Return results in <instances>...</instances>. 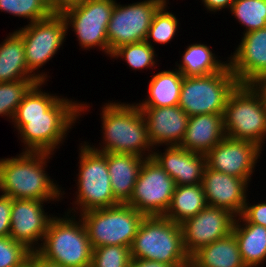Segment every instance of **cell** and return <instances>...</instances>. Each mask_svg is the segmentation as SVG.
Segmentation results:
<instances>
[{"label": "cell", "instance_id": "cell-32", "mask_svg": "<svg viewBox=\"0 0 266 267\" xmlns=\"http://www.w3.org/2000/svg\"><path fill=\"white\" fill-rule=\"evenodd\" d=\"M37 83V79L0 83V116L11 122L24 96Z\"/></svg>", "mask_w": 266, "mask_h": 267}, {"label": "cell", "instance_id": "cell-27", "mask_svg": "<svg viewBox=\"0 0 266 267\" xmlns=\"http://www.w3.org/2000/svg\"><path fill=\"white\" fill-rule=\"evenodd\" d=\"M207 44L194 43L185 49L180 63H176L175 69L183 76H205L222 71L228 64L217 58Z\"/></svg>", "mask_w": 266, "mask_h": 267}, {"label": "cell", "instance_id": "cell-9", "mask_svg": "<svg viewBox=\"0 0 266 267\" xmlns=\"http://www.w3.org/2000/svg\"><path fill=\"white\" fill-rule=\"evenodd\" d=\"M223 121L226 137L251 141L263 149L266 141V107L250 85L239 84L230 94Z\"/></svg>", "mask_w": 266, "mask_h": 267}, {"label": "cell", "instance_id": "cell-43", "mask_svg": "<svg viewBox=\"0 0 266 267\" xmlns=\"http://www.w3.org/2000/svg\"><path fill=\"white\" fill-rule=\"evenodd\" d=\"M20 267H33V252L30 254L28 261H26L22 266Z\"/></svg>", "mask_w": 266, "mask_h": 267}, {"label": "cell", "instance_id": "cell-8", "mask_svg": "<svg viewBox=\"0 0 266 267\" xmlns=\"http://www.w3.org/2000/svg\"><path fill=\"white\" fill-rule=\"evenodd\" d=\"M238 85L229 64L222 71L210 75L184 76L178 106L189 117L224 114L228 97Z\"/></svg>", "mask_w": 266, "mask_h": 267}, {"label": "cell", "instance_id": "cell-5", "mask_svg": "<svg viewBox=\"0 0 266 267\" xmlns=\"http://www.w3.org/2000/svg\"><path fill=\"white\" fill-rule=\"evenodd\" d=\"M130 250L131 258L155 260L173 267L190 263L183 247L181 225L164 216L145 217Z\"/></svg>", "mask_w": 266, "mask_h": 267}, {"label": "cell", "instance_id": "cell-26", "mask_svg": "<svg viewBox=\"0 0 266 267\" xmlns=\"http://www.w3.org/2000/svg\"><path fill=\"white\" fill-rule=\"evenodd\" d=\"M8 35L0 44V83L36 79L27 69L22 36L16 30Z\"/></svg>", "mask_w": 266, "mask_h": 267}, {"label": "cell", "instance_id": "cell-22", "mask_svg": "<svg viewBox=\"0 0 266 267\" xmlns=\"http://www.w3.org/2000/svg\"><path fill=\"white\" fill-rule=\"evenodd\" d=\"M145 159L133 154L107 153L111 188L114 198L119 203H127L131 198Z\"/></svg>", "mask_w": 266, "mask_h": 267}, {"label": "cell", "instance_id": "cell-7", "mask_svg": "<svg viewBox=\"0 0 266 267\" xmlns=\"http://www.w3.org/2000/svg\"><path fill=\"white\" fill-rule=\"evenodd\" d=\"M79 217L87 229L92 248L120 245L132 246L145 216L127 203L90 210Z\"/></svg>", "mask_w": 266, "mask_h": 267}, {"label": "cell", "instance_id": "cell-1", "mask_svg": "<svg viewBox=\"0 0 266 267\" xmlns=\"http://www.w3.org/2000/svg\"><path fill=\"white\" fill-rule=\"evenodd\" d=\"M42 85L45 82H39L29 90L11 122L23 143L22 151L54 154L90 105L45 92Z\"/></svg>", "mask_w": 266, "mask_h": 267}, {"label": "cell", "instance_id": "cell-3", "mask_svg": "<svg viewBox=\"0 0 266 267\" xmlns=\"http://www.w3.org/2000/svg\"><path fill=\"white\" fill-rule=\"evenodd\" d=\"M100 116L103 142L99 143L100 147L90 145L95 151L152 157L154 148L148 138L146 121L135 102H107L103 104Z\"/></svg>", "mask_w": 266, "mask_h": 267}, {"label": "cell", "instance_id": "cell-25", "mask_svg": "<svg viewBox=\"0 0 266 267\" xmlns=\"http://www.w3.org/2000/svg\"><path fill=\"white\" fill-rule=\"evenodd\" d=\"M183 74L177 70H162L155 73L147 86V96L136 103L138 107H168L177 106ZM145 100V101H144Z\"/></svg>", "mask_w": 266, "mask_h": 267}, {"label": "cell", "instance_id": "cell-14", "mask_svg": "<svg viewBox=\"0 0 266 267\" xmlns=\"http://www.w3.org/2000/svg\"><path fill=\"white\" fill-rule=\"evenodd\" d=\"M262 148L246 140L224 137L205 156L210 169L251 182Z\"/></svg>", "mask_w": 266, "mask_h": 267}, {"label": "cell", "instance_id": "cell-28", "mask_svg": "<svg viewBox=\"0 0 266 267\" xmlns=\"http://www.w3.org/2000/svg\"><path fill=\"white\" fill-rule=\"evenodd\" d=\"M207 206L201 184L175 186L171 204L165 218L181 224L194 217Z\"/></svg>", "mask_w": 266, "mask_h": 267}, {"label": "cell", "instance_id": "cell-30", "mask_svg": "<svg viewBox=\"0 0 266 267\" xmlns=\"http://www.w3.org/2000/svg\"><path fill=\"white\" fill-rule=\"evenodd\" d=\"M243 34L266 27V0H235L230 11Z\"/></svg>", "mask_w": 266, "mask_h": 267}, {"label": "cell", "instance_id": "cell-21", "mask_svg": "<svg viewBox=\"0 0 266 267\" xmlns=\"http://www.w3.org/2000/svg\"><path fill=\"white\" fill-rule=\"evenodd\" d=\"M224 114H198L189 117L183 149L206 155L224 137Z\"/></svg>", "mask_w": 266, "mask_h": 267}, {"label": "cell", "instance_id": "cell-20", "mask_svg": "<svg viewBox=\"0 0 266 267\" xmlns=\"http://www.w3.org/2000/svg\"><path fill=\"white\" fill-rule=\"evenodd\" d=\"M152 158L174 180L175 185L201 184L206 168V156L183 149L181 146H165L162 153L153 149Z\"/></svg>", "mask_w": 266, "mask_h": 267}, {"label": "cell", "instance_id": "cell-4", "mask_svg": "<svg viewBox=\"0 0 266 267\" xmlns=\"http://www.w3.org/2000/svg\"><path fill=\"white\" fill-rule=\"evenodd\" d=\"M62 217L51 220L36 252L62 267H91L93 248L84 222L78 215L66 212Z\"/></svg>", "mask_w": 266, "mask_h": 267}, {"label": "cell", "instance_id": "cell-23", "mask_svg": "<svg viewBox=\"0 0 266 267\" xmlns=\"http://www.w3.org/2000/svg\"><path fill=\"white\" fill-rule=\"evenodd\" d=\"M232 233L237 239L246 267L263 266L266 262V227L249 223L239 215L235 217Z\"/></svg>", "mask_w": 266, "mask_h": 267}, {"label": "cell", "instance_id": "cell-35", "mask_svg": "<svg viewBox=\"0 0 266 267\" xmlns=\"http://www.w3.org/2000/svg\"><path fill=\"white\" fill-rule=\"evenodd\" d=\"M30 251L11 236L0 238V267H20L28 261Z\"/></svg>", "mask_w": 266, "mask_h": 267}, {"label": "cell", "instance_id": "cell-39", "mask_svg": "<svg viewBox=\"0 0 266 267\" xmlns=\"http://www.w3.org/2000/svg\"><path fill=\"white\" fill-rule=\"evenodd\" d=\"M235 0H202L206 11L217 13L223 9H231Z\"/></svg>", "mask_w": 266, "mask_h": 267}, {"label": "cell", "instance_id": "cell-19", "mask_svg": "<svg viewBox=\"0 0 266 267\" xmlns=\"http://www.w3.org/2000/svg\"><path fill=\"white\" fill-rule=\"evenodd\" d=\"M139 108L146 121L148 138L154 149L157 150L160 145L179 146L182 143L189 116L180 106Z\"/></svg>", "mask_w": 266, "mask_h": 267}, {"label": "cell", "instance_id": "cell-31", "mask_svg": "<svg viewBox=\"0 0 266 267\" xmlns=\"http://www.w3.org/2000/svg\"><path fill=\"white\" fill-rule=\"evenodd\" d=\"M155 53V48H153L146 41H142L138 43L125 44L118 47L111 53L110 58L116 60L118 58H121L123 60L124 58L128 66L135 71L142 69L151 70L157 66L156 64H158L156 63V57L158 55Z\"/></svg>", "mask_w": 266, "mask_h": 267}, {"label": "cell", "instance_id": "cell-16", "mask_svg": "<svg viewBox=\"0 0 266 267\" xmlns=\"http://www.w3.org/2000/svg\"><path fill=\"white\" fill-rule=\"evenodd\" d=\"M45 203L47 201L32 199H13L12 202L9 236L32 252L42 245L48 226L55 217L45 212Z\"/></svg>", "mask_w": 266, "mask_h": 267}, {"label": "cell", "instance_id": "cell-18", "mask_svg": "<svg viewBox=\"0 0 266 267\" xmlns=\"http://www.w3.org/2000/svg\"><path fill=\"white\" fill-rule=\"evenodd\" d=\"M228 62L239 84L249 85L266 75V27L243 34Z\"/></svg>", "mask_w": 266, "mask_h": 267}, {"label": "cell", "instance_id": "cell-12", "mask_svg": "<svg viewBox=\"0 0 266 267\" xmlns=\"http://www.w3.org/2000/svg\"><path fill=\"white\" fill-rule=\"evenodd\" d=\"M174 180L151 157L143 161L128 205L145 217L164 216L172 201Z\"/></svg>", "mask_w": 266, "mask_h": 267}, {"label": "cell", "instance_id": "cell-11", "mask_svg": "<svg viewBox=\"0 0 266 267\" xmlns=\"http://www.w3.org/2000/svg\"><path fill=\"white\" fill-rule=\"evenodd\" d=\"M115 3L116 0H86L62 13L67 28L72 27L81 48H98L109 56L107 27Z\"/></svg>", "mask_w": 266, "mask_h": 267}, {"label": "cell", "instance_id": "cell-41", "mask_svg": "<svg viewBox=\"0 0 266 267\" xmlns=\"http://www.w3.org/2000/svg\"><path fill=\"white\" fill-rule=\"evenodd\" d=\"M129 267H173V266L155 260L132 258Z\"/></svg>", "mask_w": 266, "mask_h": 267}, {"label": "cell", "instance_id": "cell-37", "mask_svg": "<svg viewBox=\"0 0 266 267\" xmlns=\"http://www.w3.org/2000/svg\"><path fill=\"white\" fill-rule=\"evenodd\" d=\"M12 202L11 197L0 194V238L10 235Z\"/></svg>", "mask_w": 266, "mask_h": 267}, {"label": "cell", "instance_id": "cell-17", "mask_svg": "<svg viewBox=\"0 0 266 267\" xmlns=\"http://www.w3.org/2000/svg\"><path fill=\"white\" fill-rule=\"evenodd\" d=\"M207 205L228 210L235 217L242 214L247 197L246 180L206 166L201 183Z\"/></svg>", "mask_w": 266, "mask_h": 267}, {"label": "cell", "instance_id": "cell-44", "mask_svg": "<svg viewBox=\"0 0 266 267\" xmlns=\"http://www.w3.org/2000/svg\"><path fill=\"white\" fill-rule=\"evenodd\" d=\"M184 267H194V266H192V265L189 263L188 265H186V266H184Z\"/></svg>", "mask_w": 266, "mask_h": 267}, {"label": "cell", "instance_id": "cell-2", "mask_svg": "<svg viewBox=\"0 0 266 267\" xmlns=\"http://www.w3.org/2000/svg\"><path fill=\"white\" fill-rule=\"evenodd\" d=\"M51 155L54 154L22 151L15 157L0 159V193L12 199L41 200L48 204L62 200L66 192L45 171Z\"/></svg>", "mask_w": 266, "mask_h": 267}, {"label": "cell", "instance_id": "cell-29", "mask_svg": "<svg viewBox=\"0 0 266 267\" xmlns=\"http://www.w3.org/2000/svg\"><path fill=\"white\" fill-rule=\"evenodd\" d=\"M169 1L166 0L155 12L145 41L153 48L154 44H167L172 41L179 29V20L173 12L167 11Z\"/></svg>", "mask_w": 266, "mask_h": 267}, {"label": "cell", "instance_id": "cell-6", "mask_svg": "<svg viewBox=\"0 0 266 267\" xmlns=\"http://www.w3.org/2000/svg\"><path fill=\"white\" fill-rule=\"evenodd\" d=\"M79 145V168L76 175L77 190L73 208L66 212L73 215L119 204L114 198L107 167V153L95 151L88 142ZM76 209V210H75ZM75 213V214H74Z\"/></svg>", "mask_w": 266, "mask_h": 267}, {"label": "cell", "instance_id": "cell-13", "mask_svg": "<svg viewBox=\"0 0 266 267\" xmlns=\"http://www.w3.org/2000/svg\"><path fill=\"white\" fill-rule=\"evenodd\" d=\"M166 0H143L131 4L115 3L107 27L109 57L118 47L145 41L155 12Z\"/></svg>", "mask_w": 266, "mask_h": 267}, {"label": "cell", "instance_id": "cell-40", "mask_svg": "<svg viewBox=\"0 0 266 267\" xmlns=\"http://www.w3.org/2000/svg\"><path fill=\"white\" fill-rule=\"evenodd\" d=\"M249 85L260 96L263 105L266 107V75L256 78Z\"/></svg>", "mask_w": 266, "mask_h": 267}, {"label": "cell", "instance_id": "cell-24", "mask_svg": "<svg viewBox=\"0 0 266 267\" xmlns=\"http://www.w3.org/2000/svg\"><path fill=\"white\" fill-rule=\"evenodd\" d=\"M190 264L194 267H246L232 232L200 248L190 257Z\"/></svg>", "mask_w": 266, "mask_h": 267}, {"label": "cell", "instance_id": "cell-42", "mask_svg": "<svg viewBox=\"0 0 266 267\" xmlns=\"http://www.w3.org/2000/svg\"><path fill=\"white\" fill-rule=\"evenodd\" d=\"M33 267H62L42 258L37 252H33Z\"/></svg>", "mask_w": 266, "mask_h": 267}, {"label": "cell", "instance_id": "cell-10", "mask_svg": "<svg viewBox=\"0 0 266 267\" xmlns=\"http://www.w3.org/2000/svg\"><path fill=\"white\" fill-rule=\"evenodd\" d=\"M23 39L28 71L39 81L47 83L48 74L40 72L52 60L68 36V28L62 14L52 13L16 30Z\"/></svg>", "mask_w": 266, "mask_h": 267}, {"label": "cell", "instance_id": "cell-15", "mask_svg": "<svg viewBox=\"0 0 266 267\" xmlns=\"http://www.w3.org/2000/svg\"><path fill=\"white\" fill-rule=\"evenodd\" d=\"M235 216L228 210L207 205L197 215L182 222L185 253L191 257L200 248L227 237L232 232Z\"/></svg>", "mask_w": 266, "mask_h": 267}, {"label": "cell", "instance_id": "cell-33", "mask_svg": "<svg viewBox=\"0 0 266 267\" xmlns=\"http://www.w3.org/2000/svg\"><path fill=\"white\" fill-rule=\"evenodd\" d=\"M0 11L27 19L29 24L53 13L47 0H0Z\"/></svg>", "mask_w": 266, "mask_h": 267}, {"label": "cell", "instance_id": "cell-36", "mask_svg": "<svg viewBox=\"0 0 266 267\" xmlns=\"http://www.w3.org/2000/svg\"><path fill=\"white\" fill-rule=\"evenodd\" d=\"M246 200L242 216L249 222L266 227V199L265 202L254 203Z\"/></svg>", "mask_w": 266, "mask_h": 267}, {"label": "cell", "instance_id": "cell-34", "mask_svg": "<svg viewBox=\"0 0 266 267\" xmlns=\"http://www.w3.org/2000/svg\"><path fill=\"white\" fill-rule=\"evenodd\" d=\"M130 247L110 245L93 248L91 267H129Z\"/></svg>", "mask_w": 266, "mask_h": 267}, {"label": "cell", "instance_id": "cell-38", "mask_svg": "<svg viewBox=\"0 0 266 267\" xmlns=\"http://www.w3.org/2000/svg\"><path fill=\"white\" fill-rule=\"evenodd\" d=\"M86 0H47L50 10L53 13L62 14L65 10L80 5Z\"/></svg>", "mask_w": 266, "mask_h": 267}]
</instances>
